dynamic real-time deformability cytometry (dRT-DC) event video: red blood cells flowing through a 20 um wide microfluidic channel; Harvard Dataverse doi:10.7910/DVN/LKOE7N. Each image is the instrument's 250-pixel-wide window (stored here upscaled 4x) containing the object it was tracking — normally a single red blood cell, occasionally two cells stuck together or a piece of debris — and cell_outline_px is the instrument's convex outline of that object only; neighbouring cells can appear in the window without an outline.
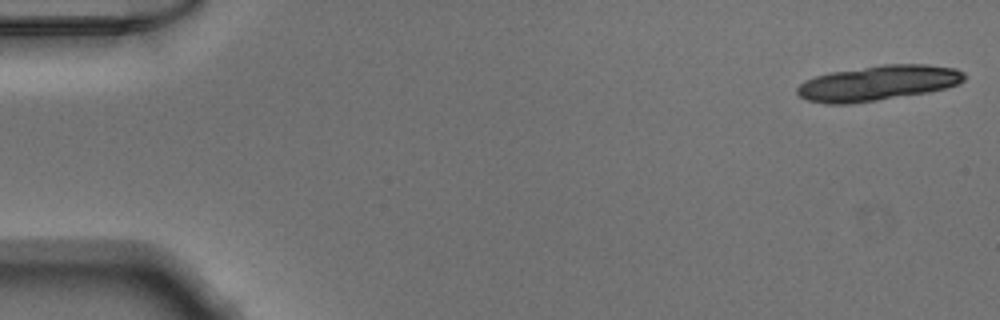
{"species": "Egyptian fruit bat (a non-hibernating species)", "species_latin": "Rousettus aegyptiacus", "temperature_condition": "warm", "stored_images_in_passage": 17, "camera_frame_rate_fps": 3000, "um_per_image_px": 0.085, "animal": {"sex": "male"}, "frame": {"image": 1, "passage_image": 1, "time_ms": 0.0, "image_size_px": [1000, 320], "cell_outline_px": [[964, 80], [956, 84], [944, 88], [928, 92], [852, 104], [824, 104], [808, 100], [800, 96], [796, 92], [796, 88], [804, 80], [828, 72], [880, 64], [928, 64], [956, 68], [964, 72]], "centroid_in_image_um": [74.59, 7.05], "position_along_channel_um": 10.4, "area_um2": 34.45}}